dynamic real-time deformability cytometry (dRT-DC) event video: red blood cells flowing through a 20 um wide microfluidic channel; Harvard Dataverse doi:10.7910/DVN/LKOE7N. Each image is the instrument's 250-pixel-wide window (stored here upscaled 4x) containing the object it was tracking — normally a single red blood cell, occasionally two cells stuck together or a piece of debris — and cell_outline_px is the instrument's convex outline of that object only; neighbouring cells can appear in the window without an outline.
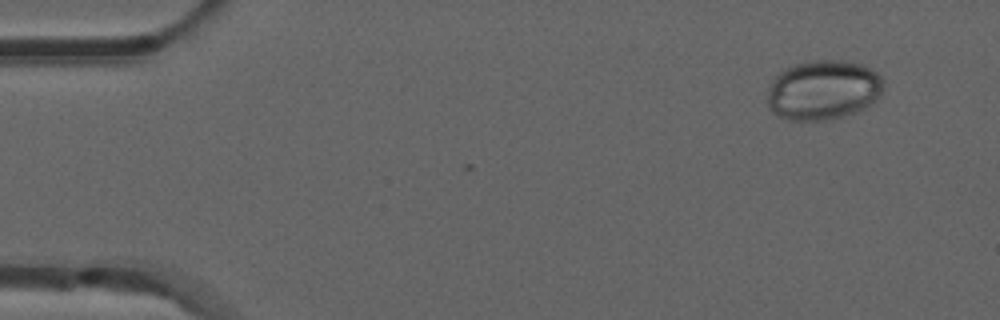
{"species": "common noctule bat (a hibernating species)", "species_latin": "Nyctalus noctula", "temperature_condition": "room temperature", "stored_images_in_passage": 50, "camera_frame_rate_fps": 3000, "um_per_image_px": 0.085, "animal": {"sex": "male", "forearm_length_mm": 52.5}, "frame": {"image": 1, "passage_image": 2, "time_ms": 0.333, "image_size_px": [1000, 320], "cell_outline_px": [[884, 88], [880, 96], [876, 100], [864, 108], [856, 112], [844, 116], [828, 120], [788, 120], [772, 112], [768, 108], [768, 88], [772, 80], [784, 68], [796, 64], [816, 60], [840, 60], [860, 64], [876, 72], [884, 80]], "centroid_in_image_um": [69.98, 7.66], "position_along_channel_um": 15.0, "area_um2": 40.52}}
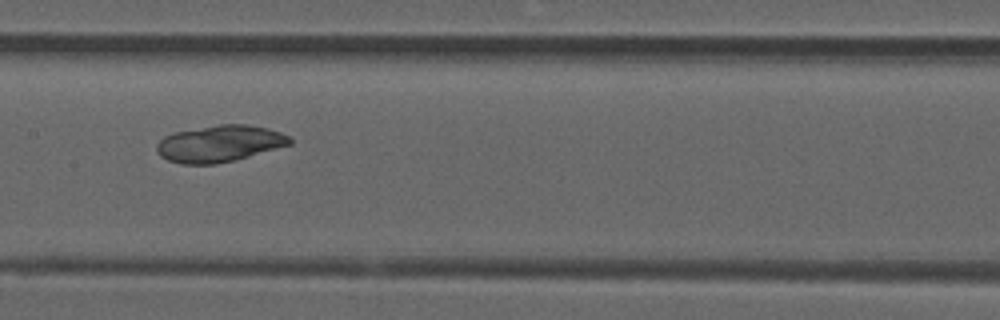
{"frame": {"image": 2, "passage_image": 24, "time_ms": 7.667, "image_size_px": [1000, 320], "cell_outline_px": [[292, 144], [248, 156], [216, 164], [180, 164], [168, 160], [160, 156], [156, 148], [156, 144], [164, 136], [176, 132], [220, 124], [248, 124], [268, 128], [292, 136]], "centroid_in_image_um": [18.68, 12.2], "position_along_channel_um": 188.7, "area_um2": 28.32}}
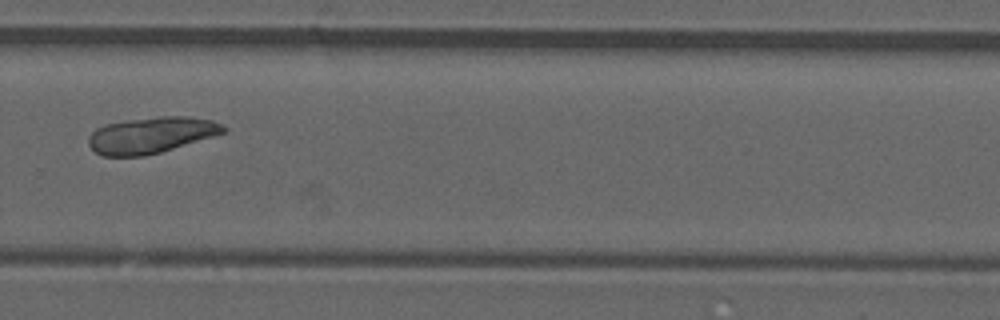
{"frame": {"image": 3, "passage_image": 34, "time_ms": 11.0, "image_size_px": [1000, 320], "cell_outline_px": [[228, 132], [160, 152], [144, 156], [100, 156], [88, 144], [88, 140], [92, 132], [96, 128], [108, 124], [128, 120], [160, 116], [184, 116], [212, 120], [228, 128]], "centroid_in_image_um": [12.87, 11.49], "position_along_channel_um": 316.9, "area_um2": 28.32}, "authors_computed_cell_mechanics": {"area_um2": 28.8422, "velocity_mm_per_s": 3.8632, "shape_relaxation_time_tau1_ms": 0.7864, "shape_relaxation_time_tau2_ms": null, "deformation_change_tau1": null, "deformation_change_tau2": null}}